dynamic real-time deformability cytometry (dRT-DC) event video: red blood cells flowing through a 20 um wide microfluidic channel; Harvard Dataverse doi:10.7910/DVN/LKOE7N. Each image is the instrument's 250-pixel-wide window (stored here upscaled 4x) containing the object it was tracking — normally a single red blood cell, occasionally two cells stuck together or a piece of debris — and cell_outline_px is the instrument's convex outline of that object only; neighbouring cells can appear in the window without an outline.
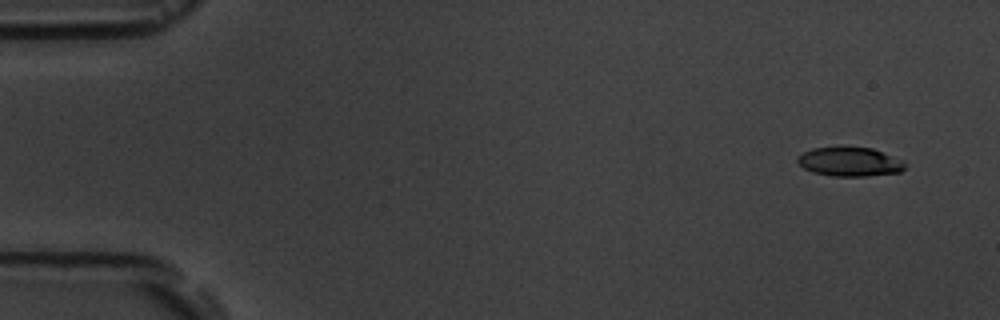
{"species": "common noctule bat (a hibernating species)", "species_latin": "Nyctalus noctula", "temperature_condition": "room temperature", "stored_images_in_passage": 5, "camera_frame_rate_fps": 3000, "um_per_image_px": 0.085, "animal": {"sex": "male", "body_mass_g": 19.5, "forearm_length_mm": 54.6}, "frame": {"image": 1, "passage_image": 1, "time_ms": 0.0, "image_size_px": [1000, 320], "cell_outline_px": [[908, 164], [900, 172], [868, 176], [832, 176], [812, 172], [804, 168], [796, 160], [796, 156], [812, 148], [872, 148], [892, 156]], "centroid_in_image_um": [72.21, 13.77], "position_along_channel_um": 12.8, "area_um2": 17.98}}
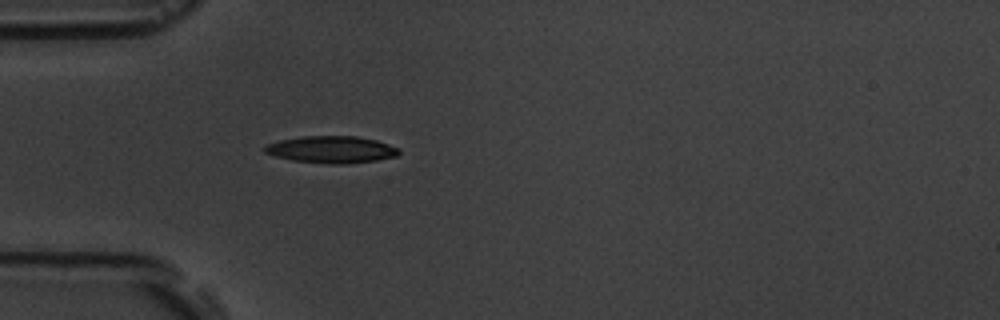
{"frame": {"image": 2, "passage_image": 5, "time_ms": 4.333, "image_size_px": [1000, 320], "cell_outline_px": [[400, 152], [396, 156], [376, 160], [344, 164], [328, 164], [292, 160], [276, 156], [264, 152], [264, 144], [280, 140], [300, 136], [356, 136], [376, 140], [400, 148]], "centroid_in_image_um": [28.16, 12.7], "position_along_channel_um": 56.8, "area_um2": 21.15}}